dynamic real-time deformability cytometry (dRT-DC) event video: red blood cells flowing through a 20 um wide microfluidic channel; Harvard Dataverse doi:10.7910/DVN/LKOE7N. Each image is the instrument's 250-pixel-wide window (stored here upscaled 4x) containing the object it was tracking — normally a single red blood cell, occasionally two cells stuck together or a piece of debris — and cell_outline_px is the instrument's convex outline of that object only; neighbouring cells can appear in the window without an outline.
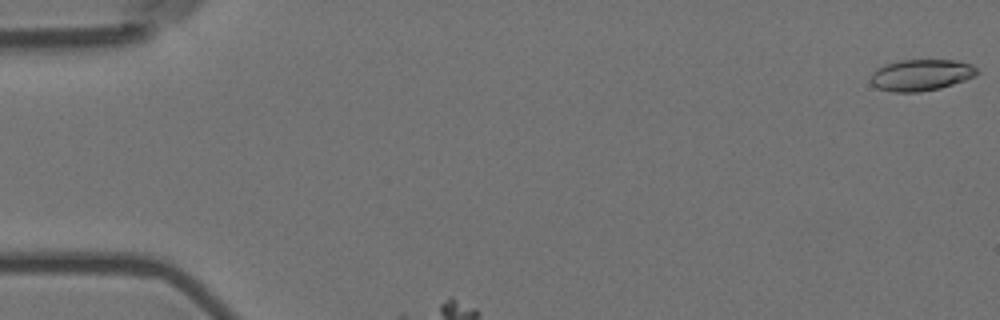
{"species": "Egyptian fruit bat (a non-hibernating species)", "species_latin": "Rousettus aegyptiacus", "temperature_condition": "room temperature", "stored_images_in_passage": 7, "camera_frame_rate_fps": 3000, "um_per_image_px": 0.085, "animal": {"sex": "female"}, "frame": {"image": 1, "passage_image": 1, "time_ms": 0.0, "image_size_px": [1000, 320], "cell_outline_px": [[980, 72], [976, 76], [940, 88], [920, 92], [892, 92], [876, 88], [872, 84], [872, 72], [876, 68], [884, 64], [900, 60], [956, 60], [972, 64]], "centroid_in_image_um": [78.3, 6.37], "position_along_channel_um": 6.7, "area_um2": 19.59}}
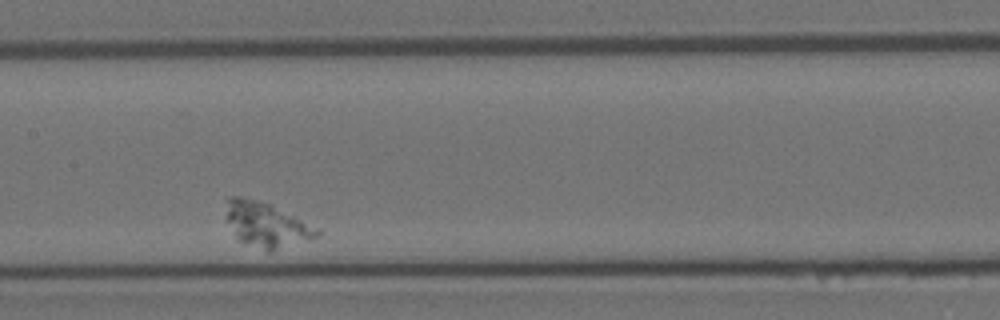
{"frame": {"image": 2, "passage_image": 6, "time_ms": 1.667, "image_size_px": [1000, 320], "cell_outline_px": [[320, 236], [272, 252], [268, 252], [240, 240], [236, 236], [224, 220], [224, 200], [228, 196], [240, 196], [272, 204], [320, 228]], "centroid_in_image_um": [22.61, 19.07], "position_along_channel_um": 184.8, "area_um2": 24.45}}
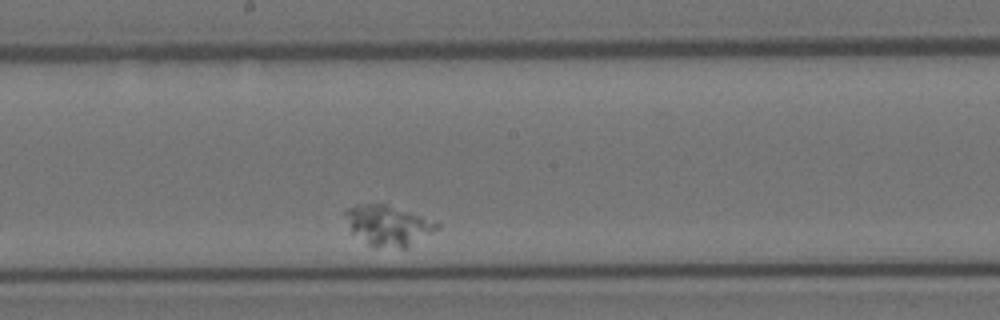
{"frame": {"image": 3, "passage_image": 7, "time_ms": 2.0, "image_size_px": [1000, 320], "cell_outline_px": [[440, 228], [404, 248], [400, 248], [368, 244], [352, 232], [344, 212], [348, 208], [356, 204], [388, 204], [412, 212], [440, 224]], "centroid_in_image_um": [33.0, 19.13], "position_along_channel_um": 215.2, "area_um2": 20.98}}